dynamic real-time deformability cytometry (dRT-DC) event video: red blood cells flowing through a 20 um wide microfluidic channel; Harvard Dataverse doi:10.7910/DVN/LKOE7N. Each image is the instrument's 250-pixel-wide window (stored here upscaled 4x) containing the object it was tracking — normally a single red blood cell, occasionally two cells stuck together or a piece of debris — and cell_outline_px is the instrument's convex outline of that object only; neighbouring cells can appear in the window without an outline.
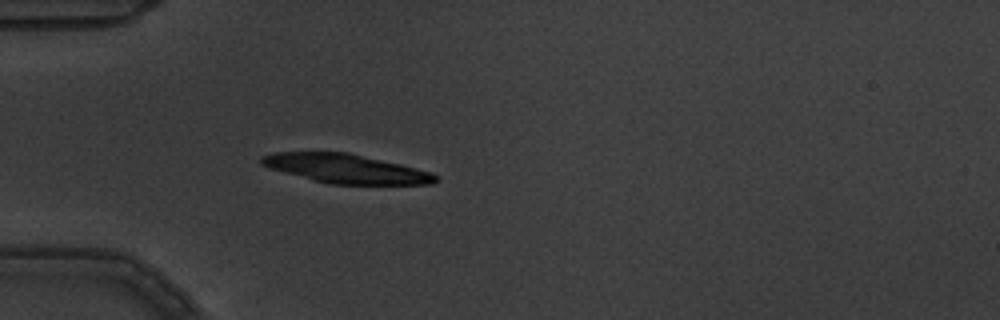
{"species": "common noctule bat (a hibernating species)", "species_latin": "Nyctalus noctula", "temperature_condition": "warm", "stored_images_in_passage": 6, "camera_frame_rate_fps": 3000, "um_per_image_px": 0.085, "animal": {"sex": "male", "body_mass_g": 19.5, "forearm_length_mm": 54.6}, "frame": {"image": 1, "passage_image": 6, "time_ms": 1.667, "image_size_px": [1000, 320], "cell_outline_px": [[436, 180], [432, 184], [332, 184], [316, 180], [272, 168], [260, 164], [260, 156], [276, 152], [348, 152], [400, 164], [432, 172], [436, 176]], "centroid_in_image_um": [29.42, 14.32], "position_along_channel_um": 55.6, "area_um2": 28.84}}